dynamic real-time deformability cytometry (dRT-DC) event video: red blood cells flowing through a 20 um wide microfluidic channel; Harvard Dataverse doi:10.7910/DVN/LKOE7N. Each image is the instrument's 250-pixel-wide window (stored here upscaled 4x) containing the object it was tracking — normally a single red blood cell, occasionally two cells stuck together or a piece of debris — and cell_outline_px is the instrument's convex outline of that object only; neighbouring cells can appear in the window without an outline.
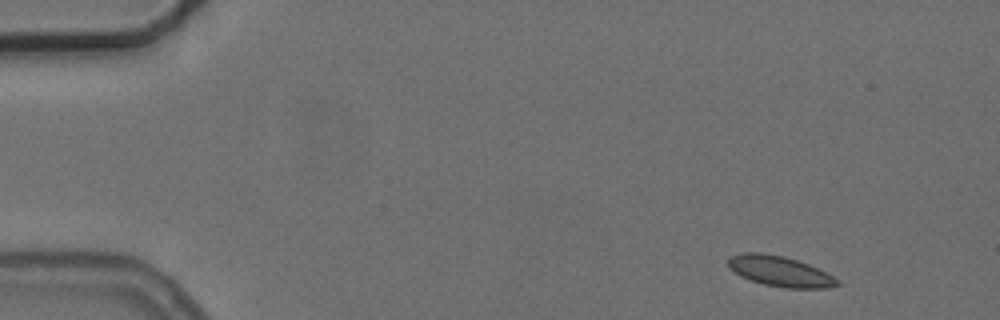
{"species": "common noctule bat (a hibernating species)", "species_latin": "Nyctalus noctula", "temperature_condition": "cold", "stored_images_in_passage": 4, "camera_frame_rate_fps": 3000, "um_per_image_px": 0.085, "animal": {"sex": "female", "body_mass_g": 24.6, "forearm_length_mm": 56.2}, "frame": {"image": 1, "passage_image": 1, "time_ms": 0.0, "image_size_px": [1000, 320], "cell_outline_px": [[840, 284], [828, 288], [788, 288], [764, 284], [740, 276], [728, 268], [728, 256], [744, 252], [760, 252], [784, 256], [808, 264], [840, 280]], "centroid_in_image_um": [66.25, 23.05], "position_along_channel_um": 18.7, "area_um2": 19.25}}
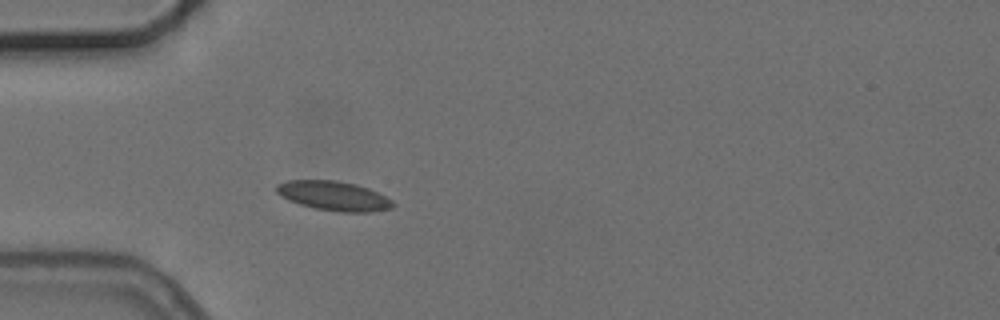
{"frame": {"image": 2, "passage_image": 4, "time_ms": 3.667, "image_size_px": [1000, 320], "cell_outline_px": [[396, 204], [392, 208], [372, 212], [340, 212], [316, 208], [300, 204], [288, 200], [280, 196], [276, 192], [276, 184], [288, 180], [336, 180], [356, 184], [368, 188], [392, 200]], "centroid_in_image_um": [28.36, 16.65], "position_along_channel_um": 56.6, "area_um2": 20.0}}